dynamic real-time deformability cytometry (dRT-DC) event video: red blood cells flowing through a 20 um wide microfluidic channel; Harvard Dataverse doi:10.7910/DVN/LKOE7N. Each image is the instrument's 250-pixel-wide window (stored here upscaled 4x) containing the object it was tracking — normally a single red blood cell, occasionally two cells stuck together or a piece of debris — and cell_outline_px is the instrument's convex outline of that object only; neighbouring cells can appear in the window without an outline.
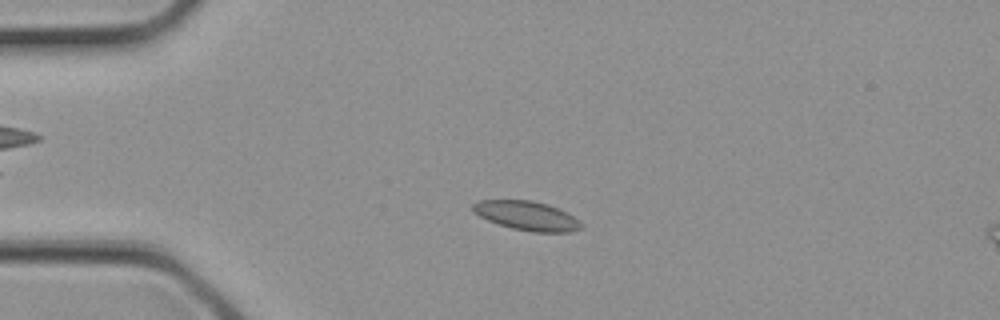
{"species": "common noctule bat (a hibernating species)", "species_latin": "Nyctalus noctula", "temperature_condition": "cold", "stored_images_in_passage": 2, "camera_frame_rate_fps": 3000, "um_per_image_px": 0.085, "animal": {"sex": "female", "body_mass_g": 21.9}, "frame": {"image": 1, "passage_image": 1, "time_ms": 0.0, "image_size_px": [1000, 320], "cell_outline_px": [[580, 228], [572, 232], [532, 232], [512, 228], [488, 220], [472, 212], [472, 204], [476, 200], [532, 200], [548, 204], [572, 216], [580, 224]], "centroid_in_image_um": [44.71, 18.32], "position_along_channel_um": 40.3, "area_um2": 18.15}}